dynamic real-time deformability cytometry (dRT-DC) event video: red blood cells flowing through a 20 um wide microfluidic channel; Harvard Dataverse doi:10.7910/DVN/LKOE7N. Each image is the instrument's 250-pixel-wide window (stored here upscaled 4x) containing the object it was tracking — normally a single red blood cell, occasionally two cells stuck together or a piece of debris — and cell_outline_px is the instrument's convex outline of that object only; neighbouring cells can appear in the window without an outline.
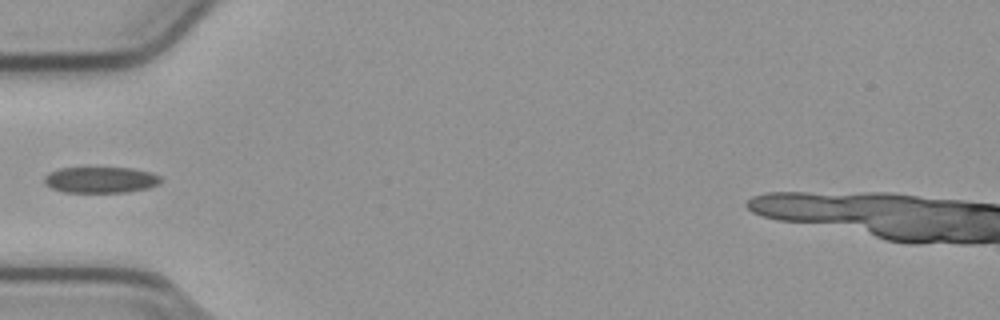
{"species": "common noctule bat (a hibernating species)", "species_latin": "Nyctalus noctula", "temperature_condition": "cold", "stored_images_in_passage": 37, "camera_frame_rate_fps": 3000, "um_per_image_px": 0.085, "animal": {"sex": "male", "body_mass_g": 23.1, "forearm_length_mm": 52.7}, "frame": {"image": 1, "passage_image": 1, "time_ms": 0.0, "image_size_px": [1000, 320], "cell_outline_px": [[160, 184], [148, 188], [128, 192], [64, 192], [52, 188], [44, 184], [44, 176], [48, 172], [60, 168], [132, 168], [148, 172], [160, 176]], "centroid_in_image_um": [8.52, 15.29], "position_along_channel_um": 76.5, "area_um2": 17.69}}
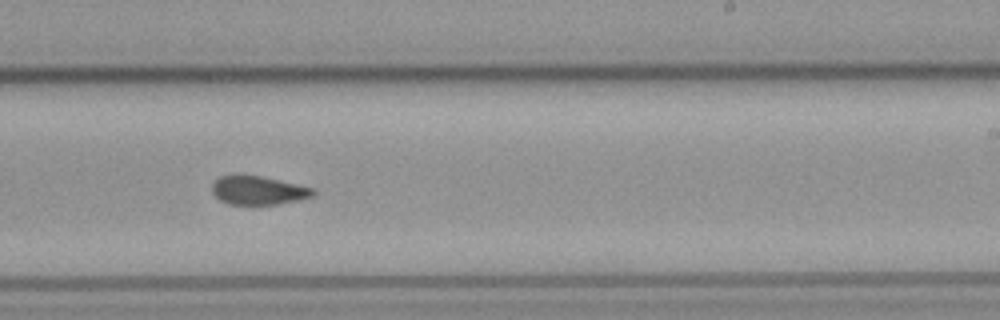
{"frame": {"image": 2, "passage_image": 16, "time_ms": 5.0, "image_size_px": [1000, 320], "cell_outline_px": [[316, 192], [312, 196], [300, 200], [252, 208], [228, 204], [220, 200], [212, 192], [212, 184], [220, 176], [260, 176], [296, 184], [312, 188]], "centroid_in_image_um": [21.93, 16.25], "position_along_channel_um": 267.1, "area_um2": 17.17}}
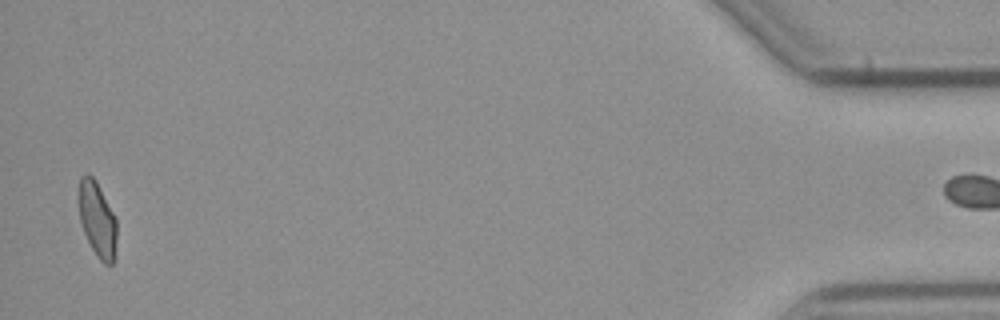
{"frame": {"image": 3, "passage_image": 36, "time_ms": 11.667, "image_size_px": [1000, 320], "cell_outline_px": [[116, 256], [112, 264], [104, 264], [100, 260], [92, 248], [84, 232], [80, 220], [80, 176], [88, 172], [96, 180], [116, 216]], "centroid_in_image_um": [8.31, 18.65], "position_along_channel_um": 426.9, "area_um2": 16.59}}